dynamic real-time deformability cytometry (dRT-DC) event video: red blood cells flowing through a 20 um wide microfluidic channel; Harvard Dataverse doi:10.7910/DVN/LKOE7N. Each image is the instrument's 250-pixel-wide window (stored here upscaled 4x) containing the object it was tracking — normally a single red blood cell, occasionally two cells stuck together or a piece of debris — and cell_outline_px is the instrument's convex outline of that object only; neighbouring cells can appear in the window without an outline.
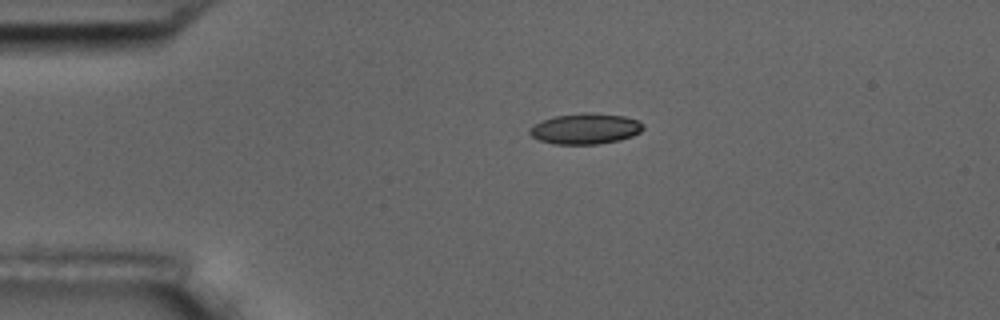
{"species": "common noctule bat (a hibernating species)", "species_latin": "Nyctalus noctula", "temperature_condition": "room temperature", "stored_images_in_passage": 2, "camera_frame_rate_fps": 3000, "um_per_image_px": 0.085, "animal": {"sex": "male", "body_mass_g": 17.5, "forearm_length_mm": 52.3}, "frame": {"image": 1, "passage_image": 1, "time_ms": 0.0, "image_size_px": [1000, 320], "cell_outline_px": [[644, 128], [640, 132], [632, 136], [620, 140], [600, 144], [552, 144], [540, 140], [532, 136], [528, 132], [532, 124], [556, 116], [584, 112], [592, 112], [624, 116], [640, 120], [644, 124]], "centroid_in_image_um": [49.79, 10.94], "position_along_channel_um": 35.2, "area_um2": 20.52}}